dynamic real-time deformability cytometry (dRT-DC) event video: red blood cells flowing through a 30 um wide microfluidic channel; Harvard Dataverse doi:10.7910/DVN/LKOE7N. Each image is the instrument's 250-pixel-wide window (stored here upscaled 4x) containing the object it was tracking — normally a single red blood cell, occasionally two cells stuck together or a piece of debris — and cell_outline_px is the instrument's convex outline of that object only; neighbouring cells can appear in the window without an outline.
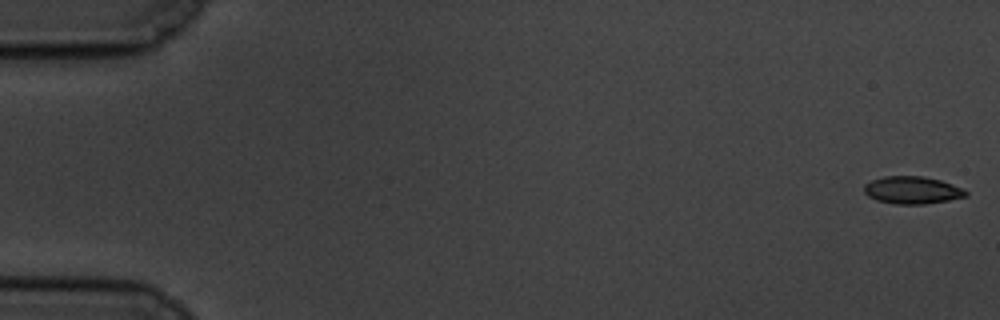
{"species": "common noctule bat (a hibernating species)", "species_latin": "Nyctalus noctula", "temperature_condition": "cold", "stored_images_in_passage": 59, "camera_frame_rate_fps": 3000, "um_per_image_px": 0.085, "animal": {"sex": "male", "body_mass_g": 19.5, "forearm_length_mm": 54.6}, "frame": {"image": 1, "passage_image": 1, "time_ms": 0.0, "image_size_px": [1000, 320], "cell_outline_px": [[968, 196], [948, 200], [924, 204], [896, 204], [876, 200], [868, 196], [864, 192], [864, 184], [872, 180], [884, 176], [924, 176], [940, 180], [952, 184], [968, 192]], "centroid_in_image_um": [77.52, 16.16], "position_along_channel_um": 7.5, "area_um2": 16.24}}
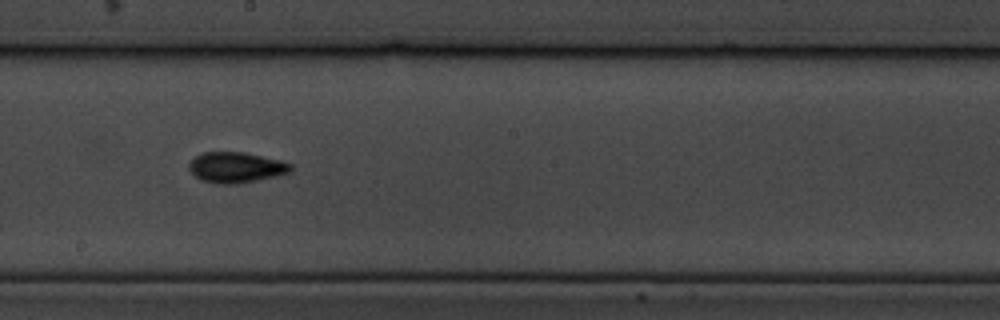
{"frame": {"image": 2, "passage_image": 33, "time_ms": 10.667, "image_size_px": [1000, 320], "cell_outline_px": [[292, 172], [276, 176], [236, 184], [216, 184], [200, 180], [188, 168], [188, 164], [196, 156], [204, 152], [244, 152], [280, 160], [292, 164]], "centroid_in_image_um": [20.07, 14.23], "position_along_channel_um": 228.1, "area_um2": 18.15}}
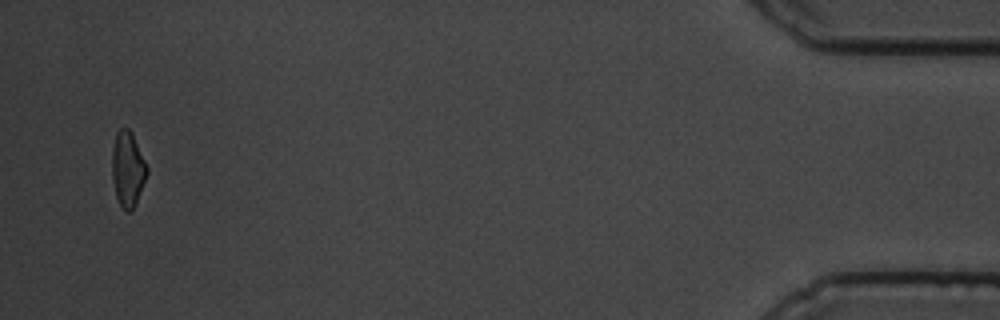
{"frame": {"image": 3, "passage_image": 57, "time_ms": 18.667, "image_size_px": [1000, 320], "cell_outline_px": [[148, 172], [136, 204], [132, 212], [128, 212], [120, 204], [116, 196], [112, 180], [112, 148], [116, 132], [120, 128], [128, 128], [132, 132], [148, 168]], "centroid_in_image_um": [10.85, 14.36], "position_along_channel_um": 424.3, "area_um2": 15.37}, "authors_computed_cell_mechanics": {"area_um2": 16.473, "velocity_mm_per_s": 3.4435, "shape_relaxation_time_tau1_ms": 9.8562, "shape_relaxation_time_tau2_ms": 4.5328, "deformation_change_tau1": 0.1968, "deformation_change_tau2": 0.0974}}